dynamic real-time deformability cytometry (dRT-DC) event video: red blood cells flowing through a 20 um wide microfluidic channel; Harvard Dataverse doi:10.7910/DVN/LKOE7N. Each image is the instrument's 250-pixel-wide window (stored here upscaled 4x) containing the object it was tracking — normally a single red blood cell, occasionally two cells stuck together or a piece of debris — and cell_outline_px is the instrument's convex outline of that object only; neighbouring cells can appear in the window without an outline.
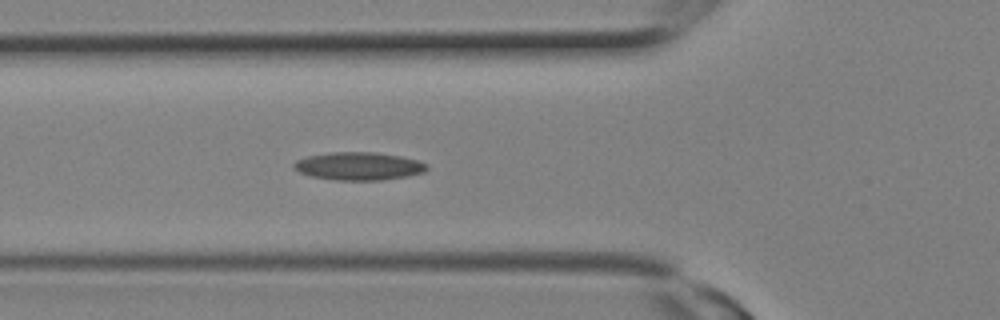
{"species": "Egyptian fruit bat (a non-hibernating species)", "species_latin": "Rousettus aegyptiacus", "temperature_condition": "room temperature", "stored_images_in_passage": 9, "camera_frame_rate_fps": 3000, "um_per_image_px": 0.085, "animal": {"sex": "female"}, "frame": {"image": 1, "passage_image": 9, "time_ms": 2.667, "image_size_px": [1000, 320], "cell_outline_px": [[428, 168], [424, 172], [408, 176], [380, 180], [336, 180], [312, 176], [300, 172], [292, 168], [292, 164], [296, 160], [304, 156], [328, 152], [376, 152], [400, 156], [416, 160], [428, 164]], "centroid_in_image_um": [30.46, 14.11], "position_along_channel_um": 95.3, "area_um2": 21.79}}